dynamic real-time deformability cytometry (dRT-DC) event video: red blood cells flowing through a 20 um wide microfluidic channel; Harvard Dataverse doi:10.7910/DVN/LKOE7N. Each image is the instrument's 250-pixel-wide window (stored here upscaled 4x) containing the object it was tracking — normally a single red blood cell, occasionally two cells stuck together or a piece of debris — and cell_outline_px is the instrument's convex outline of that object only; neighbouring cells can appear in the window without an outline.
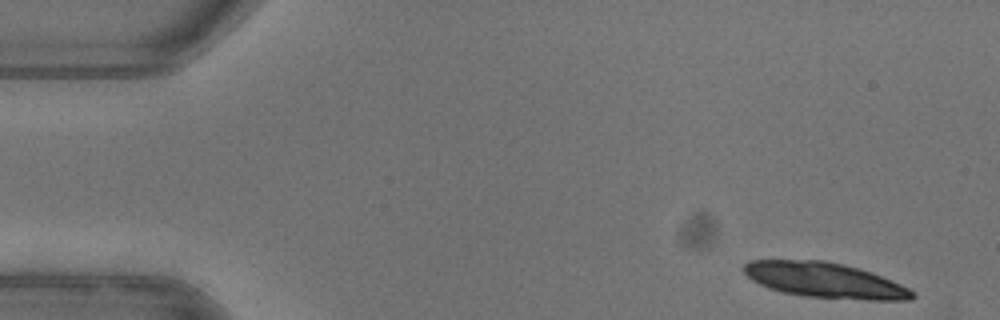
{"species": "common noctule bat (a hibernating species)", "species_latin": "Nyctalus noctula", "temperature_condition": "warm", "stored_images_in_passage": 9, "camera_frame_rate_fps": 3000, "um_per_image_px": 0.085, "animal": {"sex": "female"}, "frame": {"image": 1, "passage_image": 1, "time_ms": 0.0, "image_size_px": [1000, 320], "cell_outline_px": [[916, 296], [912, 300], [868, 300], [804, 296], [784, 292], [768, 288], [752, 280], [744, 272], [744, 264], [748, 260], [824, 260], [844, 264], [860, 268], [872, 272], [900, 284], [908, 288]], "centroid_in_image_um": [70.11, 23.81], "position_along_channel_um": 14.9, "area_um2": 34.56}}